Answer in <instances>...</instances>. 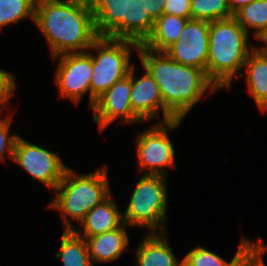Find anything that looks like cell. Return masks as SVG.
<instances>
[{"mask_svg":"<svg viewBox=\"0 0 267 266\" xmlns=\"http://www.w3.org/2000/svg\"><path fill=\"white\" fill-rule=\"evenodd\" d=\"M12 160L30 174L33 180H38L53 190L68 168L55 152L30 143L21 136L15 142Z\"/></svg>","mask_w":267,"mask_h":266,"instance_id":"cell-8","label":"cell"},{"mask_svg":"<svg viewBox=\"0 0 267 266\" xmlns=\"http://www.w3.org/2000/svg\"><path fill=\"white\" fill-rule=\"evenodd\" d=\"M253 0H228L229 8L234 15L242 7L246 6Z\"/></svg>","mask_w":267,"mask_h":266,"instance_id":"cell-30","label":"cell"},{"mask_svg":"<svg viewBox=\"0 0 267 266\" xmlns=\"http://www.w3.org/2000/svg\"><path fill=\"white\" fill-rule=\"evenodd\" d=\"M131 69L127 76L114 83L96 101L93 109V121L99 130H105L119 119V124L143 122L133 111L130 103Z\"/></svg>","mask_w":267,"mask_h":266,"instance_id":"cell-10","label":"cell"},{"mask_svg":"<svg viewBox=\"0 0 267 266\" xmlns=\"http://www.w3.org/2000/svg\"><path fill=\"white\" fill-rule=\"evenodd\" d=\"M234 16L210 22L206 74L220 90L229 88L255 45Z\"/></svg>","mask_w":267,"mask_h":266,"instance_id":"cell-3","label":"cell"},{"mask_svg":"<svg viewBox=\"0 0 267 266\" xmlns=\"http://www.w3.org/2000/svg\"><path fill=\"white\" fill-rule=\"evenodd\" d=\"M182 119L157 123L136 137L139 172L167 176V167H175V150L167 130L180 126Z\"/></svg>","mask_w":267,"mask_h":266,"instance_id":"cell-7","label":"cell"},{"mask_svg":"<svg viewBox=\"0 0 267 266\" xmlns=\"http://www.w3.org/2000/svg\"><path fill=\"white\" fill-rule=\"evenodd\" d=\"M34 23L52 57L87 52L98 38L89 0H36Z\"/></svg>","mask_w":267,"mask_h":266,"instance_id":"cell-1","label":"cell"},{"mask_svg":"<svg viewBox=\"0 0 267 266\" xmlns=\"http://www.w3.org/2000/svg\"><path fill=\"white\" fill-rule=\"evenodd\" d=\"M247 72L245 81L260 112H267V51L257 49L249 52L243 66Z\"/></svg>","mask_w":267,"mask_h":266,"instance_id":"cell-17","label":"cell"},{"mask_svg":"<svg viewBox=\"0 0 267 266\" xmlns=\"http://www.w3.org/2000/svg\"><path fill=\"white\" fill-rule=\"evenodd\" d=\"M101 167L88 175H77L69 167L65 171L53 192L54 199L48 205L60 211L63 230L75 229L71 218L80 224L90 210L111 195L107 166Z\"/></svg>","mask_w":267,"mask_h":266,"instance_id":"cell-4","label":"cell"},{"mask_svg":"<svg viewBox=\"0 0 267 266\" xmlns=\"http://www.w3.org/2000/svg\"><path fill=\"white\" fill-rule=\"evenodd\" d=\"M128 228L129 226L123 223L119 228L104 234L83 237L92 263L112 262L118 259L127 250L129 244V236L126 232Z\"/></svg>","mask_w":267,"mask_h":266,"instance_id":"cell-16","label":"cell"},{"mask_svg":"<svg viewBox=\"0 0 267 266\" xmlns=\"http://www.w3.org/2000/svg\"><path fill=\"white\" fill-rule=\"evenodd\" d=\"M12 114L8 111L5 118L0 119V161H5V153L12 159L14 146L19 135L11 134L9 129L11 125Z\"/></svg>","mask_w":267,"mask_h":266,"instance_id":"cell-26","label":"cell"},{"mask_svg":"<svg viewBox=\"0 0 267 266\" xmlns=\"http://www.w3.org/2000/svg\"><path fill=\"white\" fill-rule=\"evenodd\" d=\"M166 0H147V11L153 21L157 20L164 13Z\"/></svg>","mask_w":267,"mask_h":266,"instance_id":"cell-29","label":"cell"},{"mask_svg":"<svg viewBox=\"0 0 267 266\" xmlns=\"http://www.w3.org/2000/svg\"><path fill=\"white\" fill-rule=\"evenodd\" d=\"M36 0H0V29L25 18L35 22Z\"/></svg>","mask_w":267,"mask_h":266,"instance_id":"cell-22","label":"cell"},{"mask_svg":"<svg viewBox=\"0 0 267 266\" xmlns=\"http://www.w3.org/2000/svg\"><path fill=\"white\" fill-rule=\"evenodd\" d=\"M123 223L122 211L113 201L111 194L85 215L79 229L73 230L82 237H91L119 228Z\"/></svg>","mask_w":267,"mask_h":266,"instance_id":"cell-14","label":"cell"},{"mask_svg":"<svg viewBox=\"0 0 267 266\" xmlns=\"http://www.w3.org/2000/svg\"><path fill=\"white\" fill-rule=\"evenodd\" d=\"M178 17L192 19L191 0H166L164 13Z\"/></svg>","mask_w":267,"mask_h":266,"instance_id":"cell-28","label":"cell"},{"mask_svg":"<svg viewBox=\"0 0 267 266\" xmlns=\"http://www.w3.org/2000/svg\"><path fill=\"white\" fill-rule=\"evenodd\" d=\"M257 40H260L263 43V45H261L260 47L257 46L256 48L263 51H267V28Z\"/></svg>","mask_w":267,"mask_h":266,"instance_id":"cell-31","label":"cell"},{"mask_svg":"<svg viewBox=\"0 0 267 266\" xmlns=\"http://www.w3.org/2000/svg\"><path fill=\"white\" fill-rule=\"evenodd\" d=\"M147 0H128L126 8V40L142 44L150 35L154 21L148 14Z\"/></svg>","mask_w":267,"mask_h":266,"instance_id":"cell-19","label":"cell"},{"mask_svg":"<svg viewBox=\"0 0 267 266\" xmlns=\"http://www.w3.org/2000/svg\"><path fill=\"white\" fill-rule=\"evenodd\" d=\"M139 44L130 40L98 37L87 52L92 56L90 108L114 83L123 79L134 64L130 63L132 50ZM96 53H92V51Z\"/></svg>","mask_w":267,"mask_h":266,"instance_id":"cell-6","label":"cell"},{"mask_svg":"<svg viewBox=\"0 0 267 266\" xmlns=\"http://www.w3.org/2000/svg\"><path fill=\"white\" fill-rule=\"evenodd\" d=\"M52 59L58 61L54 82L58 88L59 97L78 104L84 94L88 93L90 106L92 56L88 52H75L60 54Z\"/></svg>","mask_w":267,"mask_h":266,"instance_id":"cell-9","label":"cell"},{"mask_svg":"<svg viewBox=\"0 0 267 266\" xmlns=\"http://www.w3.org/2000/svg\"><path fill=\"white\" fill-rule=\"evenodd\" d=\"M166 176L143 174L132 191L123 222L129 227L146 228L147 233H168Z\"/></svg>","mask_w":267,"mask_h":266,"instance_id":"cell-5","label":"cell"},{"mask_svg":"<svg viewBox=\"0 0 267 266\" xmlns=\"http://www.w3.org/2000/svg\"><path fill=\"white\" fill-rule=\"evenodd\" d=\"M135 249L137 266H183L169 245L165 233H146Z\"/></svg>","mask_w":267,"mask_h":266,"instance_id":"cell-15","label":"cell"},{"mask_svg":"<svg viewBox=\"0 0 267 266\" xmlns=\"http://www.w3.org/2000/svg\"><path fill=\"white\" fill-rule=\"evenodd\" d=\"M267 252V245L262 240L251 241L248 238H241L237 247L236 266H266L262 256Z\"/></svg>","mask_w":267,"mask_h":266,"instance_id":"cell-24","label":"cell"},{"mask_svg":"<svg viewBox=\"0 0 267 266\" xmlns=\"http://www.w3.org/2000/svg\"><path fill=\"white\" fill-rule=\"evenodd\" d=\"M209 29L208 21L188 20L179 39L164 52L180 64L201 68L206 72Z\"/></svg>","mask_w":267,"mask_h":266,"instance_id":"cell-11","label":"cell"},{"mask_svg":"<svg viewBox=\"0 0 267 266\" xmlns=\"http://www.w3.org/2000/svg\"><path fill=\"white\" fill-rule=\"evenodd\" d=\"M188 20L175 15L163 14L154 21L150 35L141 45L152 51L164 52L179 39Z\"/></svg>","mask_w":267,"mask_h":266,"instance_id":"cell-18","label":"cell"},{"mask_svg":"<svg viewBox=\"0 0 267 266\" xmlns=\"http://www.w3.org/2000/svg\"><path fill=\"white\" fill-rule=\"evenodd\" d=\"M134 65L131 68L130 103L132 111L144 122L159 119L161 112L163 120L160 123L176 120L164 107L160 88L149 72L144 69L140 77H136ZM136 77V78H135Z\"/></svg>","mask_w":267,"mask_h":266,"instance_id":"cell-12","label":"cell"},{"mask_svg":"<svg viewBox=\"0 0 267 266\" xmlns=\"http://www.w3.org/2000/svg\"><path fill=\"white\" fill-rule=\"evenodd\" d=\"M55 257L62 259L63 266H94L86 240L74 230H63L60 248Z\"/></svg>","mask_w":267,"mask_h":266,"instance_id":"cell-20","label":"cell"},{"mask_svg":"<svg viewBox=\"0 0 267 266\" xmlns=\"http://www.w3.org/2000/svg\"><path fill=\"white\" fill-rule=\"evenodd\" d=\"M234 17L248 35L254 29V37L258 39L267 28V0H253L238 10Z\"/></svg>","mask_w":267,"mask_h":266,"instance_id":"cell-21","label":"cell"},{"mask_svg":"<svg viewBox=\"0 0 267 266\" xmlns=\"http://www.w3.org/2000/svg\"><path fill=\"white\" fill-rule=\"evenodd\" d=\"M182 260L183 266H236L237 251L228 262L218 254L198 246L187 252Z\"/></svg>","mask_w":267,"mask_h":266,"instance_id":"cell-25","label":"cell"},{"mask_svg":"<svg viewBox=\"0 0 267 266\" xmlns=\"http://www.w3.org/2000/svg\"><path fill=\"white\" fill-rule=\"evenodd\" d=\"M191 14L194 20L208 22L234 16L228 0H191Z\"/></svg>","mask_w":267,"mask_h":266,"instance_id":"cell-23","label":"cell"},{"mask_svg":"<svg viewBox=\"0 0 267 266\" xmlns=\"http://www.w3.org/2000/svg\"><path fill=\"white\" fill-rule=\"evenodd\" d=\"M16 85L13 74L0 69V115L3 107L6 108L9 105L8 103L16 89Z\"/></svg>","mask_w":267,"mask_h":266,"instance_id":"cell-27","label":"cell"},{"mask_svg":"<svg viewBox=\"0 0 267 266\" xmlns=\"http://www.w3.org/2000/svg\"><path fill=\"white\" fill-rule=\"evenodd\" d=\"M98 37L126 40L128 0H89Z\"/></svg>","mask_w":267,"mask_h":266,"instance_id":"cell-13","label":"cell"},{"mask_svg":"<svg viewBox=\"0 0 267 266\" xmlns=\"http://www.w3.org/2000/svg\"><path fill=\"white\" fill-rule=\"evenodd\" d=\"M143 69H146L160 88L164 107L176 118L182 119L208 91L219 89L206 72L172 60L165 52L152 51L141 44L138 47Z\"/></svg>","mask_w":267,"mask_h":266,"instance_id":"cell-2","label":"cell"}]
</instances>
